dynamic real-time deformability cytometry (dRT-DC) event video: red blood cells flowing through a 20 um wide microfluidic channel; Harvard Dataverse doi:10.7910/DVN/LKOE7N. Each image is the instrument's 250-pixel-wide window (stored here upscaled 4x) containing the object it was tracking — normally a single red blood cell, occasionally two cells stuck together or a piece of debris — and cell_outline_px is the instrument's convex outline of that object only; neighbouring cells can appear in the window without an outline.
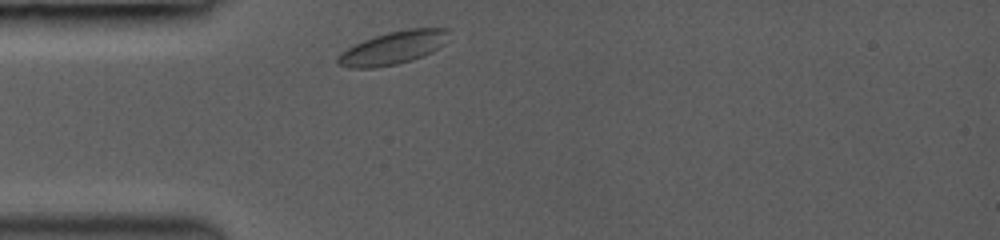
{"species": "common noctule bat (a hibernating species)", "species_latin": "Nyctalus noctula", "temperature_condition": "room temperature", "stored_images_in_passage": 3, "camera_frame_rate_fps": 3000, "um_per_image_px": 0.085, "animal": {"sex": "female", "body_mass_g": 19.0, "forearm_length_mm": 53.3}, "frame": {"image": 1, "passage_image": 1, "time_ms": 0.0, "image_size_px": [1000, 240], "cell_outline_px": [[448, 32], [444, 44], [432, 52], [424, 56], [412, 60], [396, 64], [372, 68], [352, 68], [336, 64], [336, 56], [340, 52], [364, 40], [388, 32], [408, 28], [448, 28]], "centroid_in_image_um": [33.39, 4.07], "position_along_channel_um": 51.6, "area_um2": 21.27}}
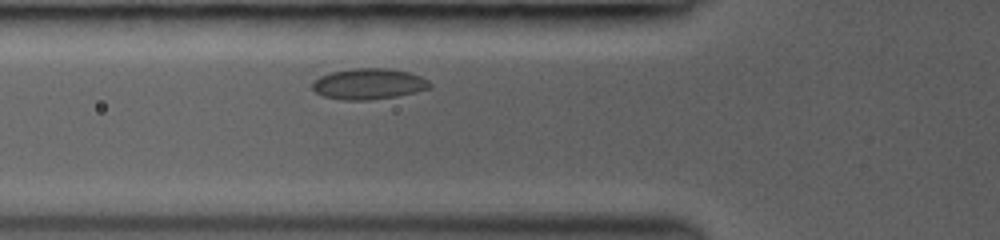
{"frame": {"image": 2, "passage_image": 3, "time_ms": 1.333, "image_size_px": [1000, 240], "cell_outline_px": [[432, 88], [416, 92], [396, 96], [368, 100], [340, 100], [324, 96], [316, 92], [312, 88], [312, 80], [320, 76], [332, 72], [352, 68], [388, 68], [408, 72], [420, 76], [428, 80], [432, 84]], "centroid_in_image_um": [31.34, 7.13], "position_along_channel_um": 94.5, "area_um2": 21.27}}